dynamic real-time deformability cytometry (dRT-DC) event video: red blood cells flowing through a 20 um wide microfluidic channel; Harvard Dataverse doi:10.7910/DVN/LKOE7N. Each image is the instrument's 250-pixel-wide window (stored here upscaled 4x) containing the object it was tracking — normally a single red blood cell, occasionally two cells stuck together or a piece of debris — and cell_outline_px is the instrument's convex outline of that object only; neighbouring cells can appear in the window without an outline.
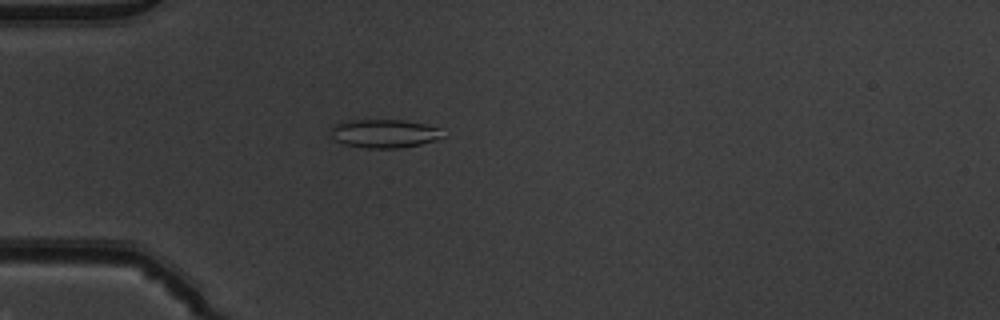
{"species": "common noctule bat (a hibernating species)", "species_latin": "Nyctalus noctula", "temperature_condition": "warm", "stored_images_in_passage": 52, "camera_frame_rate_fps": 3000, "um_per_image_px": 0.085, "animal": {"sex": "male", "body_mass_g": 19.5, "forearm_length_mm": 54.6}, "frame": {"image": 1, "passage_image": 15, "time_ms": 4.667, "image_size_px": [1000, 320], "cell_outline_px": [[448, 136], [420, 144], [400, 148], [364, 148], [344, 144], [336, 140], [332, 136], [332, 124], [352, 120], [404, 120], [424, 124], [440, 128]], "centroid_in_image_um": [32.71, 11.35], "position_along_channel_um": 52.3, "area_um2": 18.67}}
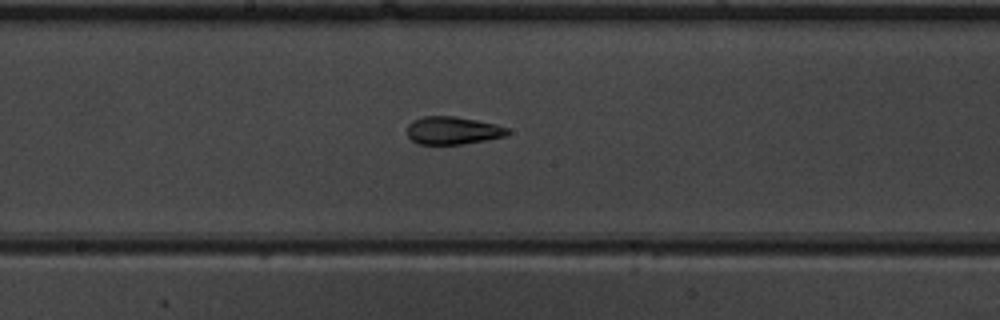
{"frame": {"image": 2, "passage_image": 28, "time_ms": 9.0, "image_size_px": [1000, 320], "cell_outline_px": [[512, 132], [504, 136], [484, 140], [460, 144], [416, 144], [408, 136], [408, 124], [412, 120], [424, 116], [456, 116], [496, 124], [508, 128]], "centroid_in_image_um": [38.48, 11.08], "position_along_channel_um": 209.7, "area_um2": 16.24}}
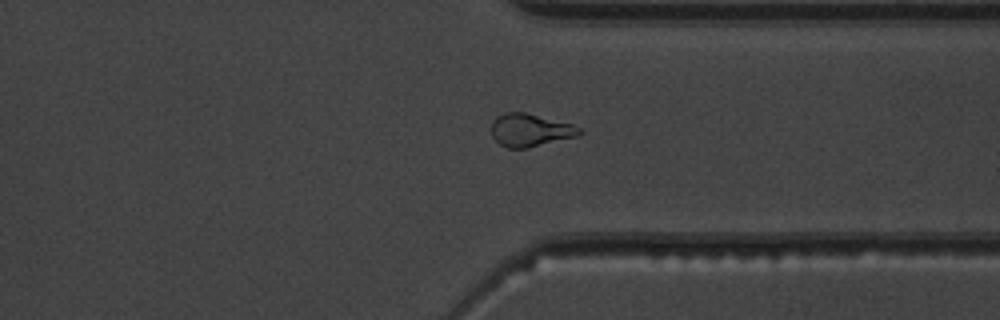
{"frame": {"image": 3, "passage_image": 40, "time_ms": 13.0, "image_size_px": [1000, 320], "cell_outline_px": [[584, 132], [576, 136], [528, 148], [508, 148], [500, 144], [492, 136], [492, 120], [496, 116], [504, 112], [524, 112], [572, 124], [580, 128]], "centroid_in_image_um": [45.04, 11.05], "position_along_channel_um": 366.4, "area_um2": 16.76}, "authors_computed_cell_mechanics": {"area_um2": 17.4556, "velocity_mm_per_s": 3.9186, "shape_relaxation_time_tau1_ms": null, "shape_relaxation_time_tau2_ms": 1.0258, "deformation_change_tau1": null, "deformation_change_tau2": 0.0708}}